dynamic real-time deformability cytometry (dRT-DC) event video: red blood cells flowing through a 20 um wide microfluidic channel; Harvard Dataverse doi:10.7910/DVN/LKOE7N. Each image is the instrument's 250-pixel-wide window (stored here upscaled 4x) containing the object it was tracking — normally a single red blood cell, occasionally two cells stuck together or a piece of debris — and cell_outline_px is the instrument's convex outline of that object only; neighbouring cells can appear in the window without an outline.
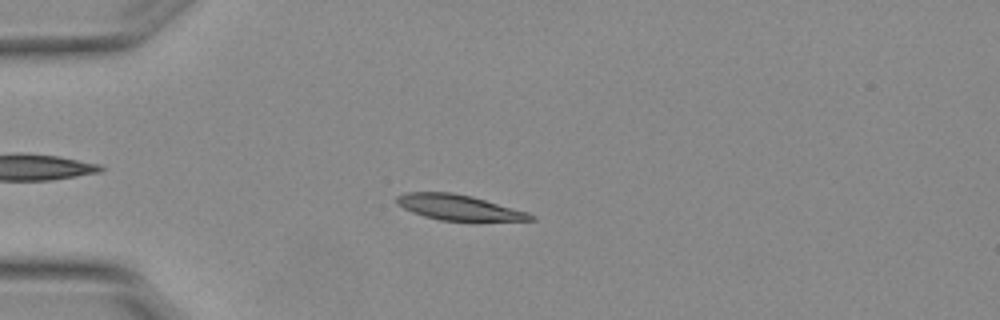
{"species": "Egyptian fruit bat (a non-hibernating species)", "species_latin": "Rousettus aegyptiacus", "temperature_condition": "warm", "stored_images_in_passage": 5, "camera_frame_rate_fps": 3000, "um_per_image_px": 0.085, "animal": {"sex": "female"}, "frame": {"image": 1, "passage_image": 3, "time_ms": 0.667, "image_size_px": [1000, 320], "cell_outline_px": [[536, 220], [440, 220], [424, 216], [404, 208], [396, 204], [396, 196], [404, 192], [452, 192], [472, 196], [528, 212], [536, 216]], "centroid_in_image_um": [38.97, 17.61], "position_along_channel_um": 46.0, "area_um2": 19.59}}
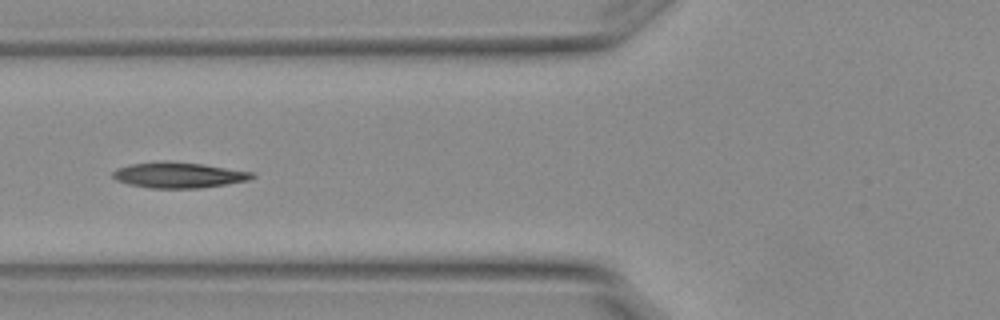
{"frame": {"image": 2, "passage_image": 5, "time_ms": 1.333, "image_size_px": [1000, 320], "cell_outline_px": [[256, 176], [252, 180], [200, 188], [152, 188], [128, 184], [116, 180], [112, 176], [112, 172], [116, 168], [128, 164], [164, 160], [200, 164], [252, 172]], "centroid_in_image_um": [15.15, 14.88], "position_along_channel_um": 110.7, "area_um2": 20.92}}